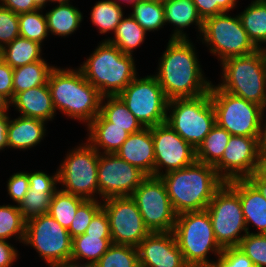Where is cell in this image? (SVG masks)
<instances>
[{
    "mask_svg": "<svg viewBox=\"0 0 266 267\" xmlns=\"http://www.w3.org/2000/svg\"><path fill=\"white\" fill-rule=\"evenodd\" d=\"M10 118L7 125V148L27 150L40 144L45 137V125L48 122L22 116L13 120Z\"/></svg>",
    "mask_w": 266,
    "mask_h": 267,
    "instance_id": "24",
    "label": "cell"
},
{
    "mask_svg": "<svg viewBox=\"0 0 266 267\" xmlns=\"http://www.w3.org/2000/svg\"><path fill=\"white\" fill-rule=\"evenodd\" d=\"M195 267H216V266L213 264V265H199V266H195Z\"/></svg>",
    "mask_w": 266,
    "mask_h": 267,
    "instance_id": "62",
    "label": "cell"
},
{
    "mask_svg": "<svg viewBox=\"0 0 266 267\" xmlns=\"http://www.w3.org/2000/svg\"><path fill=\"white\" fill-rule=\"evenodd\" d=\"M238 15L251 42L262 49L266 43V0L252 1Z\"/></svg>",
    "mask_w": 266,
    "mask_h": 267,
    "instance_id": "29",
    "label": "cell"
},
{
    "mask_svg": "<svg viewBox=\"0 0 266 267\" xmlns=\"http://www.w3.org/2000/svg\"><path fill=\"white\" fill-rule=\"evenodd\" d=\"M164 181L173 210H205L216 191L225 183L214 166L196 161L190 166L160 176Z\"/></svg>",
    "mask_w": 266,
    "mask_h": 267,
    "instance_id": "2",
    "label": "cell"
},
{
    "mask_svg": "<svg viewBox=\"0 0 266 267\" xmlns=\"http://www.w3.org/2000/svg\"><path fill=\"white\" fill-rule=\"evenodd\" d=\"M50 267H79V266H73V265H56V266H50Z\"/></svg>",
    "mask_w": 266,
    "mask_h": 267,
    "instance_id": "61",
    "label": "cell"
},
{
    "mask_svg": "<svg viewBox=\"0 0 266 267\" xmlns=\"http://www.w3.org/2000/svg\"><path fill=\"white\" fill-rule=\"evenodd\" d=\"M238 248L247 255L255 267H266V234L247 233Z\"/></svg>",
    "mask_w": 266,
    "mask_h": 267,
    "instance_id": "41",
    "label": "cell"
},
{
    "mask_svg": "<svg viewBox=\"0 0 266 267\" xmlns=\"http://www.w3.org/2000/svg\"><path fill=\"white\" fill-rule=\"evenodd\" d=\"M6 240H0V267H11L18 259V250Z\"/></svg>",
    "mask_w": 266,
    "mask_h": 267,
    "instance_id": "50",
    "label": "cell"
},
{
    "mask_svg": "<svg viewBox=\"0 0 266 267\" xmlns=\"http://www.w3.org/2000/svg\"><path fill=\"white\" fill-rule=\"evenodd\" d=\"M84 234L111 235L109 218L103 208L94 215Z\"/></svg>",
    "mask_w": 266,
    "mask_h": 267,
    "instance_id": "47",
    "label": "cell"
},
{
    "mask_svg": "<svg viewBox=\"0 0 266 267\" xmlns=\"http://www.w3.org/2000/svg\"><path fill=\"white\" fill-rule=\"evenodd\" d=\"M261 108H262V123H266L265 121H266V119L264 120V118H265V114H264V112H265V110H266V100L264 101V103H263V105L261 106ZM264 121V122H263Z\"/></svg>",
    "mask_w": 266,
    "mask_h": 267,
    "instance_id": "58",
    "label": "cell"
},
{
    "mask_svg": "<svg viewBox=\"0 0 266 267\" xmlns=\"http://www.w3.org/2000/svg\"><path fill=\"white\" fill-rule=\"evenodd\" d=\"M246 179L266 198V179L264 177L258 172H254Z\"/></svg>",
    "mask_w": 266,
    "mask_h": 267,
    "instance_id": "51",
    "label": "cell"
},
{
    "mask_svg": "<svg viewBox=\"0 0 266 267\" xmlns=\"http://www.w3.org/2000/svg\"><path fill=\"white\" fill-rule=\"evenodd\" d=\"M41 53V44L19 36L2 48V59L14 69L42 60Z\"/></svg>",
    "mask_w": 266,
    "mask_h": 267,
    "instance_id": "30",
    "label": "cell"
},
{
    "mask_svg": "<svg viewBox=\"0 0 266 267\" xmlns=\"http://www.w3.org/2000/svg\"><path fill=\"white\" fill-rule=\"evenodd\" d=\"M55 110L87 125L100 113L103 96L78 68L54 67L47 80Z\"/></svg>",
    "mask_w": 266,
    "mask_h": 267,
    "instance_id": "3",
    "label": "cell"
},
{
    "mask_svg": "<svg viewBox=\"0 0 266 267\" xmlns=\"http://www.w3.org/2000/svg\"><path fill=\"white\" fill-rule=\"evenodd\" d=\"M218 3V6L224 11L229 12L236 7L238 2L237 0H215Z\"/></svg>",
    "mask_w": 266,
    "mask_h": 267,
    "instance_id": "53",
    "label": "cell"
},
{
    "mask_svg": "<svg viewBox=\"0 0 266 267\" xmlns=\"http://www.w3.org/2000/svg\"><path fill=\"white\" fill-rule=\"evenodd\" d=\"M115 154L139 168L147 176H155V153L151 127H144L130 134Z\"/></svg>",
    "mask_w": 266,
    "mask_h": 267,
    "instance_id": "21",
    "label": "cell"
},
{
    "mask_svg": "<svg viewBox=\"0 0 266 267\" xmlns=\"http://www.w3.org/2000/svg\"><path fill=\"white\" fill-rule=\"evenodd\" d=\"M146 177L139 168L115 153L99 154L98 187L102 201L111 197L131 196Z\"/></svg>",
    "mask_w": 266,
    "mask_h": 267,
    "instance_id": "16",
    "label": "cell"
},
{
    "mask_svg": "<svg viewBox=\"0 0 266 267\" xmlns=\"http://www.w3.org/2000/svg\"><path fill=\"white\" fill-rule=\"evenodd\" d=\"M172 232L189 267L213 265L207 255L213 253L218 258L222 253L206 209L178 214Z\"/></svg>",
    "mask_w": 266,
    "mask_h": 267,
    "instance_id": "5",
    "label": "cell"
},
{
    "mask_svg": "<svg viewBox=\"0 0 266 267\" xmlns=\"http://www.w3.org/2000/svg\"><path fill=\"white\" fill-rule=\"evenodd\" d=\"M48 33L66 37L74 33L83 20V15L77 7L70 3L58 4L45 13Z\"/></svg>",
    "mask_w": 266,
    "mask_h": 267,
    "instance_id": "28",
    "label": "cell"
},
{
    "mask_svg": "<svg viewBox=\"0 0 266 267\" xmlns=\"http://www.w3.org/2000/svg\"><path fill=\"white\" fill-rule=\"evenodd\" d=\"M43 9L19 14V35L20 37L38 42L42 45L44 39L49 35L47 20Z\"/></svg>",
    "mask_w": 266,
    "mask_h": 267,
    "instance_id": "39",
    "label": "cell"
},
{
    "mask_svg": "<svg viewBox=\"0 0 266 267\" xmlns=\"http://www.w3.org/2000/svg\"><path fill=\"white\" fill-rule=\"evenodd\" d=\"M151 133L156 177L190 166L197 161L196 149L183 140L166 122L151 127Z\"/></svg>",
    "mask_w": 266,
    "mask_h": 267,
    "instance_id": "17",
    "label": "cell"
},
{
    "mask_svg": "<svg viewBox=\"0 0 266 267\" xmlns=\"http://www.w3.org/2000/svg\"><path fill=\"white\" fill-rule=\"evenodd\" d=\"M201 39L221 63L226 59L249 55L258 50L243 28L239 15L232 17L227 12L203 21Z\"/></svg>",
    "mask_w": 266,
    "mask_h": 267,
    "instance_id": "10",
    "label": "cell"
},
{
    "mask_svg": "<svg viewBox=\"0 0 266 267\" xmlns=\"http://www.w3.org/2000/svg\"><path fill=\"white\" fill-rule=\"evenodd\" d=\"M86 126L89 130L87 142L99 154L116 153L130 135L121 127L108 122L100 113Z\"/></svg>",
    "mask_w": 266,
    "mask_h": 267,
    "instance_id": "25",
    "label": "cell"
},
{
    "mask_svg": "<svg viewBox=\"0 0 266 267\" xmlns=\"http://www.w3.org/2000/svg\"><path fill=\"white\" fill-rule=\"evenodd\" d=\"M49 2H55L57 4L71 3L70 0H49Z\"/></svg>",
    "mask_w": 266,
    "mask_h": 267,
    "instance_id": "60",
    "label": "cell"
},
{
    "mask_svg": "<svg viewBox=\"0 0 266 267\" xmlns=\"http://www.w3.org/2000/svg\"><path fill=\"white\" fill-rule=\"evenodd\" d=\"M93 267H140L137 248L112 244Z\"/></svg>",
    "mask_w": 266,
    "mask_h": 267,
    "instance_id": "40",
    "label": "cell"
},
{
    "mask_svg": "<svg viewBox=\"0 0 266 267\" xmlns=\"http://www.w3.org/2000/svg\"><path fill=\"white\" fill-rule=\"evenodd\" d=\"M206 210L218 245L222 249L238 247L247 234L238 193L225 182L216 191Z\"/></svg>",
    "mask_w": 266,
    "mask_h": 267,
    "instance_id": "12",
    "label": "cell"
},
{
    "mask_svg": "<svg viewBox=\"0 0 266 267\" xmlns=\"http://www.w3.org/2000/svg\"><path fill=\"white\" fill-rule=\"evenodd\" d=\"M23 244L33 247L48 267L70 264L72 238L68 230L49 214L26 221Z\"/></svg>",
    "mask_w": 266,
    "mask_h": 267,
    "instance_id": "11",
    "label": "cell"
},
{
    "mask_svg": "<svg viewBox=\"0 0 266 267\" xmlns=\"http://www.w3.org/2000/svg\"><path fill=\"white\" fill-rule=\"evenodd\" d=\"M262 51H263L265 58H266V47L265 46H264V48H262Z\"/></svg>",
    "mask_w": 266,
    "mask_h": 267,
    "instance_id": "64",
    "label": "cell"
},
{
    "mask_svg": "<svg viewBox=\"0 0 266 267\" xmlns=\"http://www.w3.org/2000/svg\"><path fill=\"white\" fill-rule=\"evenodd\" d=\"M12 105L19 111V116L22 117L37 118L47 122L52 121L56 116L47 83L17 93L11 101Z\"/></svg>",
    "mask_w": 266,
    "mask_h": 267,
    "instance_id": "23",
    "label": "cell"
},
{
    "mask_svg": "<svg viewBox=\"0 0 266 267\" xmlns=\"http://www.w3.org/2000/svg\"><path fill=\"white\" fill-rule=\"evenodd\" d=\"M259 145H260V155H266V123H262Z\"/></svg>",
    "mask_w": 266,
    "mask_h": 267,
    "instance_id": "54",
    "label": "cell"
},
{
    "mask_svg": "<svg viewBox=\"0 0 266 267\" xmlns=\"http://www.w3.org/2000/svg\"><path fill=\"white\" fill-rule=\"evenodd\" d=\"M69 151L58 168V181L63 186L60 190L85 200H98L99 153L88 142Z\"/></svg>",
    "mask_w": 266,
    "mask_h": 267,
    "instance_id": "9",
    "label": "cell"
},
{
    "mask_svg": "<svg viewBox=\"0 0 266 267\" xmlns=\"http://www.w3.org/2000/svg\"><path fill=\"white\" fill-rule=\"evenodd\" d=\"M166 123L195 149L216 125L210 92L193 98L168 101Z\"/></svg>",
    "mask_w": 266,
    "mask_h": 267,
    "instance_id": "7",
    "label": "cell"
},
{
    "mask_svg": "<svg viewBox=\"0 0 266 267\" xmlns=\"http://www.w3.org/2000/svg\"><path fill=\"white\" fill-rule=\"evenodd\" d=\"M34 4L39 8V9H44L46 7L45 5L49 2V0H33Z\"/></svg>",
    "mask_w": 266,
    "mask_h": 267,
    "instance_id": "57",
    "label": "cell"
},
{
    "mask_svg": "<svg viewBox=\"0 0 266 267\" xmlns=\"http://www.w3.org/2000/svg\"><path fill=\"white\" fill-rule=\"evenodd\" d=\"M9 106H11V101L0 93V115L8 114Z\"/></svg>",
    "mask_w": 266,
    "mask_h": 267,
    "instance_id": "55",
    "label": "cell"
},
{
    "mask_svg": "<svg viewBox=\"0 0 266 267\" xmlns=\"http://www.w3.org/2000/svg\"><path fill=\"white\" fill-rule=\"evenodd\" d=\"M131 197L150 232H172L177 214L161 177L147 176Z\"/></svg>",
    "mask_w": 266,
    "mask_h": 267,
    "instance_id": "14",
    "label": "cell"
},
{
    "mask_svg": "<svg viewBox=\"0 0 266 267\" xmlns=\"http://www.w3.org/2000/svg\"><path fill=\"white\" fill-rule=\"evenodd\" d=\"M260 137L231 135L221 160L214 166L225 181L246 179L258 171Z\"/></svg>",
    "mask_w": 266,
    "mask_h": 267,
    "instance_id": "18",
    "label": "cell"
},
{
    "mask_svg": "<svg viewBox=\"0 0 266 267\" xmlns=\"http://www.w3.org/2000/svg\"><path fill=\"white\" fill-rule=\"evenodd\" d=\"M111 245V235L82 234L76 236L72 238L70 265L93 267Z\"/></svg>",
    "mask_w": 266,
    "mask_h": 267,
    "instance_id": "27",
    "label": "cell"
},
{
    "mask_svg": "<svg viewBox=\"0 0 266 267\" xmlns=\"http://www.w3.org/2000/svg\"><path fill=\"white\" fill-rule=\"evenodd\" d=\"M45 59L26 64L13 69V90L14 96L24 90L45 85L51 70Z\"/></svg>",
    "mask_w": 266,
    "mask_h": 267,
    "instance_id": "31",
    "label": "cell"
},
{
    "mask_svg": "<svg viewBox=\"0 0 266 267\" xmlns=\"http://www.w3.org/2000/svg\"><path fill=\"white\" fill-rule=\"evenodd\" d=\"M151 1H155V2L164 3V2H166L167 0H151Z\"/></svg>",
    "mask_w": 266,
    "mask_h": 267,
    "instance_id": "63",
    "label": "cell"
},
{
    "mask_svg": "<svg viewBox=\"0 0 266 267\" xmlns=\"http://www.w3.org/2000/svg\"><path fill=\"white\" fill-rule=\"evenodd\" d=\"M162 4L165 25L166 23L172 24L175 29L170 39H189L188 34L183 30L192 24L198 27L199 36L201 37L203 20L199 16L192 0H167Z\"/></svg>",
    "mask_w": 266,
    "mask_h": 267,
    "instance_id": "26",
    "label": "cell"
},
{
    "mask_svg": "<svg viewBox=\"0 0 266 267\" xmlns=\"http://www.w3.org/2000/svg\"><path fill=\"white\" fill-rule=\"evenodd\" d=\"M133 58L104 40L79 69L103 97L117 96L137 76Z\"/></svg>",
    "mask_w": 266,
    "mask_h": 267,
    "instance_id": "4",
    "label": "cell"
},
{
    "mask_svg": "<svg viewBox=\"0 0 266 267\" xmlns=\"http://www.w3.org/2000/svg\"><path fill=\"white\" fill-rule=\"evenodd\" d=\"M239 195L247 233L249 224L258 229L257 234H266V198L247 180L227 182Z\"/></svg>",
    "mask_w": 266,
    "mask_h": 267,
    "instance_id": "22",
    "label": "cell"
},
{
    "mask_svg": "<svg viewBox=\"0 0 266 267\" xmlns=\"http://www.w3.org/2000/svg\"><path fill=\"white\" fill-rule=\"evenodd\" d=\"M30 188L18 208L27 221L30 218L48 214L51 197L59 189L58 169L54 175L44 171L28 172Z\"/></svg>",
    "mask_w": 266,
    "mask_h": 267,
    "instance_id": "20",
    "label": "cell"
},
{
    "mask_svg": "<svg viewBox=\"0 0 266 267\" xmlns=\"http://www.w3.org/2000/svg\"><path fill=\"white\" fill-rule=\"evenodd\" d=\"M2 60V49L0 48V61Z\"/></svg>",
    "mask_w": 266,
    "mask_h": 267,
    "instance_id": "65",
    "label": "cell"
},
{
    "mask_svg": "<svg viewBox=\"0 0 266 267\" xmlns=\"http://www.w3.org/2000/svg\"><path fill=\"white\" fill-rule=\"evenodd\" d=\"M102 208L109 218L112 244L137 247L150 233L131 196L105 199Z\"/></svg>",
    "mask_w": 266,
    "mask_h": 267,
    "instance_id": "15",
    "label": "cell"
},
{
    "mask_svg": "<svg viewBox=\"0 0 266 267\" xmlns=\"http://www.w3.org/2000/svg\"><path fill=\"white\" fill-rule=\"evenodd\" d=\"M136 248L140 267H189L173 232H150Z\"/></svg>",
    "mask_w": 266,
    "mask_h": 267,
    "instance_id": "19",
    "label": "cell"
},
{
    "mask_svg": "<svg viewBox=\"0 0 266 267\" xmlns=\"http://www.w3.org/2000/svg\"><path fill=\"white\" fill-rule=\"evenodd\" d=\"M0 3V6L10 9L18 15L39 9L33 0H0Z\"/></svg>",
    "mask_w": 266,
    "mask_h": 267,
    "instance_id": "49",
    "label": "cell"
},
{
    "mask_svg": "<svg viewBox=\"0 0 266 267\" xmlns=\"http://www.w3.org/2000/svg\"><path fill=\"white\" fill-rule=\"evenodd\" d=\"M19 36V15L0 6V48H4Z\"/></svg>",
    "mask_w": 266,
    "mask_h": 267,
    "instance_id": "43",
    "label": "cell"
},
{
    "mask_svg": "<svg viewBox=\"0 0 266 267\" xmlns=\"http://www.w3.org/2000/svg\"><path fill=\"white\" fill-rule=\"evenodd\" d=\"M130 14L146 32H154L165 25L164 8L160 2L151 0H137L133 4Z\"/></svg>",
    "mask_w": 266,
    "mask_h": 267,
    "instance_id": "35",
    "label": "cell"
},
{
    "mask_svg": "<svg viewBox=\"0 0 266 267\" xmlns=\"http://www.w3.org/2000/svg\"><path fill=\"white\" fill-rule=\"evenodd\" d=\"M13 68L3 59L0 61V93L10 101L14 98L13 90Z\"/></svg>",
    "mask_w": 266,
    "mask_h": 267,
    "instance_id": "46",
    "label": "cell"
},
{
    "mask_svg": "<svg viewBox=\"0 0 266 267\" xmlns=\"http://www.w3.org/2000/svg\"><path fill=\"white\" fill-rule=\"evenodd\" d=\"M105 99L107 100L105 102ZM104 103V104H103ZM100 114L110 123L132 134L144 128L128 110L122 99L117 96H104L101 101Z\"/></svg>",
    "mask_w": 266,
    "mask_h": 267,
    "instance_id": "32",
    "label": "cell"
},
{
    "mask_svg": "<svg viewBox=\"0 0 266 267\" xmlns=\"http://www.w3.org/2000/svg\"><path fill=\"white\" fill-rule=\"evenodd\" d=\"M30 188L28 172H17L7 181V192L13 202L20 204Z\"/></svg>",
    "mask_w": 266,
    "mask_h": 267,
    "instance_id": "45",
    "label": "cell"
},
{
    "mask_svg": "<svg viewBox=\"0 0 266 267\" xmlns=\"http://www.w3.org/2000/svg\"><path fill=\"white\" fill-rule=\"evenodd\" d=\"M221 90L263 105L266 100V58L262 49L254 53L224 60Z\"/></svg>",
    "mask_w": 266,
    "mask_h": 267,
    "instance_id": "6",
    "label": "cell"
},
{
    "mask_svg": "<svg viewBox=\"0 0 266 267\" xmlns=\"http://www.w3.org/2000/svg\"><path fill=\"white\" fill-rule=\"evenodd\" d=\"M26 220L18 205H0V240L16 237L20 243L25 239Z\"/></svg>",
    "mask_w": 266,
    "mask_h": 267,
    "instance_id": "38",
    "label": "cell"
},
{
    "mask_svg": "<svg viewBox=\"0 0 266 267\" xmlns=\"http://www.w3.org/2000/svg\"><path fill=\"white\" fill-rule=\"evenodd\" d=\"M91 22L98 27L100 34L115 32L124 17L123 8L112 0L96 2L91 10Z\"/></svg>",
    "mask_w": 266,
    "mask_h": 267,
    "instance_id": "37",
    "label": "cell"
},
{
    "mask_svg": "<svg viewBox=\"0 0 266 267\" xmlns=\"http://www.w3.org/2000/svg\"><path fill=\"white\" fill-rule=\"evenodd\" d=\"M199 16L204 21L206 18L225 13L215 0H192Z\"/></svg>",
    "mask_w": 266,
    "mask_h": 267,
    "instance_id": "48",
    "label": "cell"
},
{
    "mask_svg": "<svg viewBox=\"0 0 266 267\" xmlns=\"http://www.w3.org/2000/svg\"><path fill=\"white\" fill-rule=\"evenodd\" d=\"M112 1H114L115 3H118L119 5H120V2L123 1V2L128 3L130 5V4H133L137 0H112Z\"/></svg>",
    "mask_w": 266,
    "mask_h": 267,
    "instance_id": "59",
    "label": "cell"
},
{
    "mask_svg": "<svg viewBox=\"0 0 266 267\" xmlns=\"http://www.w3.org/2000/svg\"><path fill=\"white\" fill-rule=\"evenodd\" d=\"M214 260L216 267H255L253 262L238 247L226 248L221 255Z\"/></svg>",
    "mask_w": 266,
    "mask_h": 267,
    "instance_id": "44",
    "label": "cell"
},
{
    "mask_svg": "<svg viewBox=\"0 0 266 267\" xmlns=\"http://www.w3.org/2000/svg\"><path fill=\"white\" fill-rule=\"evenodd\" d=\"M230 137V133L216 124L196 148V160L215 166L221 160Z\"/></svg>",
    "mask_w": 266,
    "mask_h": 267,
    "instance_id": "34",
    "label": "cell"
},
{
    "mask_svg": "<svg viewBox=\"0 0 266 267\" xmlns=\"http://www.w3.org/2000/svg\"><path fill=\"white\" fill-rule=\"evenodd\" d=\"M190 39H170L154 75L168 100L193 98L210 91ZM207 79V80H206Z\"/></svg>",
    "mask_w": 266,
    "mask_h": 267,
    "instance_id": "1",
    "label": "cell"
},
{
    "mask_svg": "<svg viewBox=\"0 0 266 267\" xmlns=\"http://www.w3.org/2000/svg\"><path fill=\"white\" fill-rule=\"evenodd\" d=\"M101 208V200H84L78 206L77 212L69 227L68 232L71 238L84 234L92 218Z\"/></svg>",
    "mask_w": 266,
    "mask_h": 267,
    "instance_id": "42",
    "label": "cell"
},
{
    "mask_svg": "<svg viewBox=\"0 0 266 267\" xmlns=\"http://www.w3.org/2000/svg\"><path fill=\"white\" fill-rule=\"evenodd\" d=\"M257 172L266 179V155H260L259 167Z\"/></svg>",
    "mask_w": 266,
    "mask_h": 267,
    "instance_id": "56",
    "label": "cell"
},
{
    "mask_svg": "<svg viewBox=\"0 0 266 267\" xmlns=\"http://www.w3.org/2000/svg\"><path fill=\"white\" fill-rule=\"evenodd\" d=\"M9 122V115H0V151L7 148V125Z\"/></svg>",
    "mask_w": 266,
    "mask_h": 267,
    "instance_id": "52",
    "label": "cell"
},
{
    "mask_svg": "<svg viewBox=\"0 0 266 267\" xmlns=\"http://www.w3.org/2000/svg\"><path fill=\"white\" fill-rule=\"evenodd\" d=\"M144 39L146 31L129 15L122 18L116 27L114 37H108L105 41L119 48L124 54L133 56V50L143 44Z\"/></svg>",
    "mask_w": 266,
    "mask_h": 267,
    "instance_id": "33",
    "label": "cell"
},
{
    "mask_svg": "<svg viewBox=\"0 0 266 267\" xmlns=\"http://www.w3.org/2000/svg\"><path fill=\"white\" fill-rule=\"evenodd\" d=\"M85 199L58 189L51 197L48 214L69 230L78 206Z\"/></svg>",
    "mask_w": 266,
    "mask_h": 267,
    "instance_id": "36",
    "label": "cell"
},
{
    "mask_svg": "<svg viewBox=\"0 0 266 267\" xmlns=\"http://www.w3.org/2000/svg\"><path fill=\"white\" fill-rule=\"evenodd\" d=\"M118 96L143 127L166 122L169 100L154 74L136 76Z\"/></svg>",
    "mask_w": 266,
    "mask_h": 267,
    "instance_id": "13",
    "label": "cell"
},
{
    "mask_svg": "<svg viewBox=\"0 0 266 267\" xmlns=\"http://www.w3.org/2000/svg\"><path fill=\"white\" fill-rule=\"evenodd\" d=\"M210 99L213 104L216 124L235 136L260 137L262 108L211 84Z\"/></svg>",
    "mask_w": 266,
    "mask_h": 267,
    "instance_id": "8",
    "label": "cell"
}]
</instances>
